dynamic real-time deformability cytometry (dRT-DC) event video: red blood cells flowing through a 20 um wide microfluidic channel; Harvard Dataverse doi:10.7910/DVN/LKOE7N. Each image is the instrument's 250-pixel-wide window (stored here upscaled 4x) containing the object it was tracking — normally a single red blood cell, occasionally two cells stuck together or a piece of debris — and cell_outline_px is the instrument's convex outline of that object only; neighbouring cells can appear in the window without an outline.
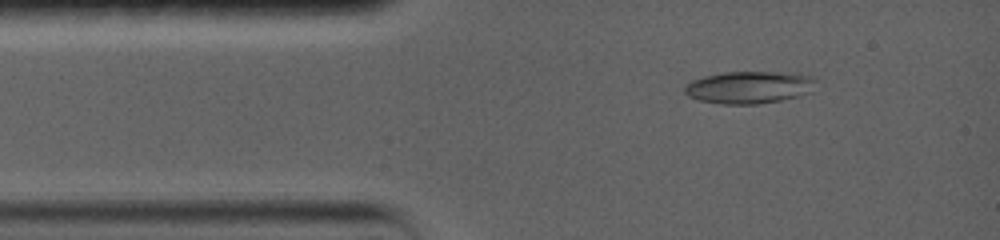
{"species": "common noctule bat (a hibernating species)", "species_latin": "Nyctalus noctula", "temperature_condition": "warm", "stored_images_in_passage": 65, "camera_frame_rate_fps": 5000, "um_per_image_px": 0.085, "animal": {"sex": "female", "body_mass_g": 19.0, "forearm_length_mm": 56.7}, "frame": {"image": 1, "passage_image": 6, "time_ms": 1.4, "image_size_px": [1000, 240], "cell_outline_px": [[816, 80], [812, 92], [800, 96], [780, 100], [756, 104], [720, 104], [696, 100], [688, 96], [684, 92], [684, 88], [692, 80], [704, 76], [724, 72], [796, 72], [812, 76]], "centroid_in_image_um": [63.71, 7.42], "position_along_channel_um": 21.3, "area_um2": 25.03}}
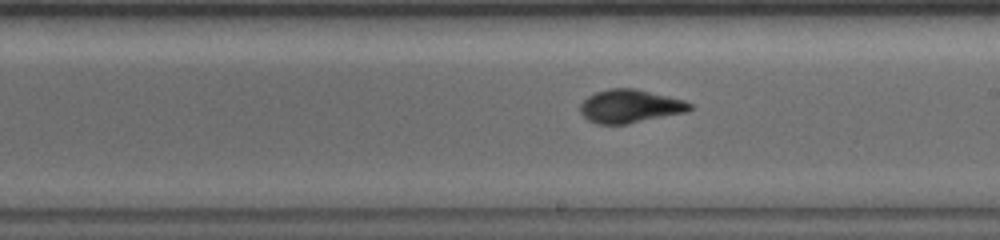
{"frame": {"image": 2, "passage_image": 29, "time_ms": 8.0, "image_size_px": [1000, 240], "cell_outline_px": [[692, 108], [688, 112], [628, 124], [596, 124], [588, 120], [580, 112], [580, 104], [588, 96], [596, 92], [608, 88], [636, 88], [684, 100], [692, 104]], "centroid_in_image_um": [53.56, 9.03], "position_along_channel_um": 235.4, "area_um2": 21.44}}
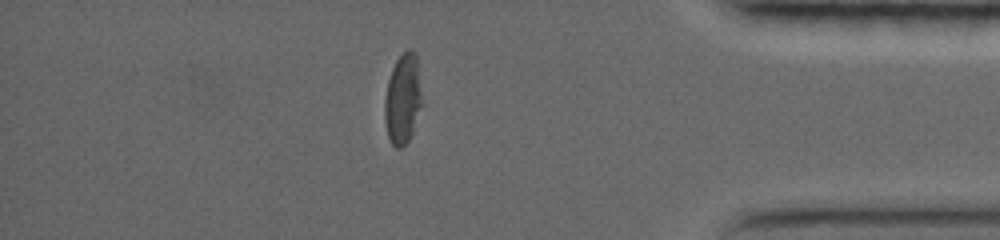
{"frame": {"image": 3, "passage_image": 55, "time_ms": 13.2, "image_size_px": [1000, 240], "cell_outline_px": [[424, 104], [412, 132], [408, 140], [400, 148], [396, 148], [392, 144], [388, 136], [384, 120], [384, 100], [388, 80], [392, 68], [396, 60], [408, 48], [416, 52]], "centroid_in_image_um": [34.26, 8.39], "position_along_channel_um": 400.9, "area_um2": 20.06}, "authors_computed_cell_mechanics": {"area_um2": 21.6172, "velocity_mm_per_s": 3.725, "shape_relaxation_time_tau1_ms": 5.4145, "shape_relaxation_time_tau2_ms": 1.2177, "deformation_change_tau1": 0.2009, "deformation_change_tau2": 0.0616}}